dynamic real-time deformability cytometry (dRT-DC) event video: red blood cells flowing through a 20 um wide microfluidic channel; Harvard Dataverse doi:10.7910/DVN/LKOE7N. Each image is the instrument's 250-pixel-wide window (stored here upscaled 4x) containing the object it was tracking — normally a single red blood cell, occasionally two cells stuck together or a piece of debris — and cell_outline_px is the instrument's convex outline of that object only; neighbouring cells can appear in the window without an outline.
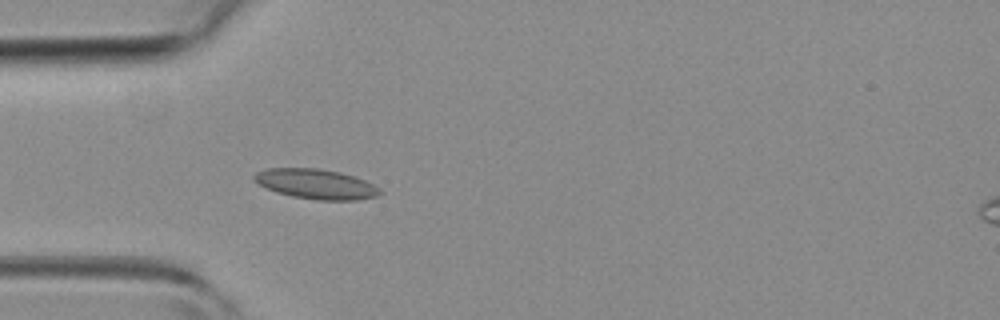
{"species": "common noctule bat (a hibernating species)", "species_latin": "Nyctalus noctula", "temperature_condition": "room temperature", "stored_images_in_passage": 3, "camera_frame_rate_fps": 3000, "um_per_image_px": 0.085, "animal": {"sex": "female", "body_mass_g": 19.3, "forearm_length_mm": 54.1}, "frame": {"image": 1, "passage_image": 3, "time_ms": 2.333, "image_size_px": [1000, 320], "cell_outline_px": [[384, 192], [376, 196], [356, 200], [316, 200], [292, 196], [276, 192], [252, 180], [252, 176], [256, 172], [268, 168], [320, 168], [340, 172], [364, 180], [380, 188]], "centroid_in_image_um": [26.85, 15.64], "position_along_channel_um": 58.1, "area_um2": 21.91}}